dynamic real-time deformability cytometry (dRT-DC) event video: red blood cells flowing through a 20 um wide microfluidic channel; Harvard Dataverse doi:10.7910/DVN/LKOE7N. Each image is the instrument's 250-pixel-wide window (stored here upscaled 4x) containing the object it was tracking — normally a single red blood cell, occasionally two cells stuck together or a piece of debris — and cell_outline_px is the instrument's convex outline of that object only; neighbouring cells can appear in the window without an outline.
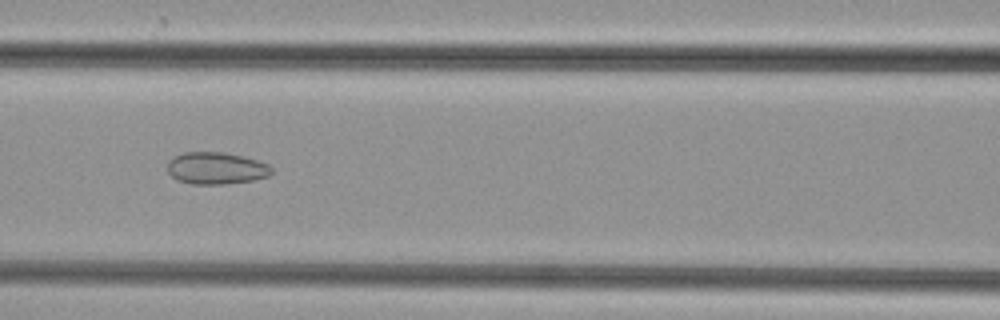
{"species": "common noctule bat (a hibernating species)", "species_latin": "Nyctalus noctula", "temperature_condition": "cold", "stored_images_in_passage": 34, "camera_frame_rate_fps": 3000, "um_per_image_px": 0.085, "animal": {"sex": "female", "body_mass_g": 29.2, "forearm_length_mm": 56.3}, "frame": {"image": 1, "passage_image": 7, "time_ms": 2.0, "image_size_px": [1000, 320], "cell_outline_px": [[272, 172], [268, 176], [252, 180], [224, 184], [192, 184], [176, 180], [168, 172], [168, 160], [184, 152], [224, 152], [244, 156], [268, 164], [272, 168]], "centroid_in_image_um": [18.36, 14.29], "position_along_channel_um": 148.2, "area_um2": 19.42}}
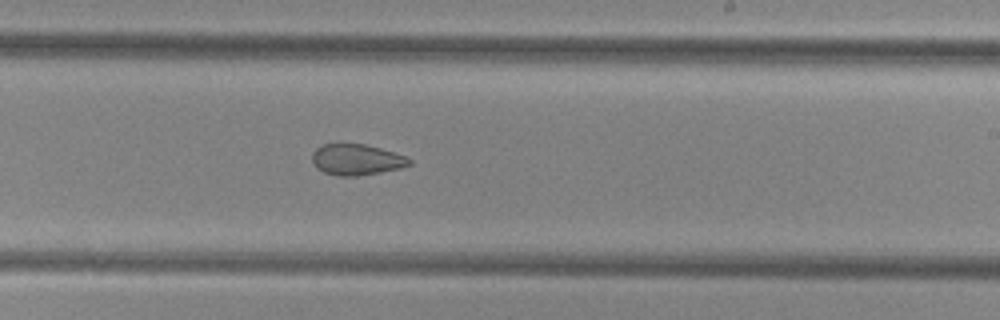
{"frame": {"image": 2, "passage_image": 15, "time_ms": 4.667, "image_size_px": [1000, 320], "cell_outline_px": [[412, 164], [400, 168], [380, 172], [356, 176], [336, 176], [324, 172], [316, 168], [312, 164], [312, 152], [320, 144], [364, 144], [380, 148], [404, 156], [412, 160]], "centroid_in_image_um": [30.26, 13.57], "position_along_channel_um": 258.7, "area_um2": 17.57}}
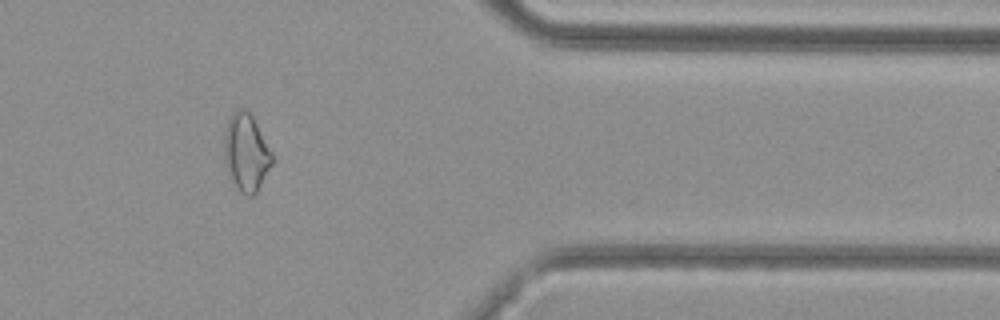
{"frame": {"image": 3, "passage_image": 26, "time_ms": 8.333, "image_size_px": [1000, 320], "cell_outline_px": [[276, 160], [256, 192], [252, 196], [248, 196], [240, 192], [236, 188], [228, 176], [224, 160], [224, 132], [228, 120], [232, 112], [236, 108], [244, 108], [252, 116], [272, 152]], "centroid_in_image_um": [20.92, 12.98], "position_along_channel_um": 390.5, "area_um2": 22.02}}